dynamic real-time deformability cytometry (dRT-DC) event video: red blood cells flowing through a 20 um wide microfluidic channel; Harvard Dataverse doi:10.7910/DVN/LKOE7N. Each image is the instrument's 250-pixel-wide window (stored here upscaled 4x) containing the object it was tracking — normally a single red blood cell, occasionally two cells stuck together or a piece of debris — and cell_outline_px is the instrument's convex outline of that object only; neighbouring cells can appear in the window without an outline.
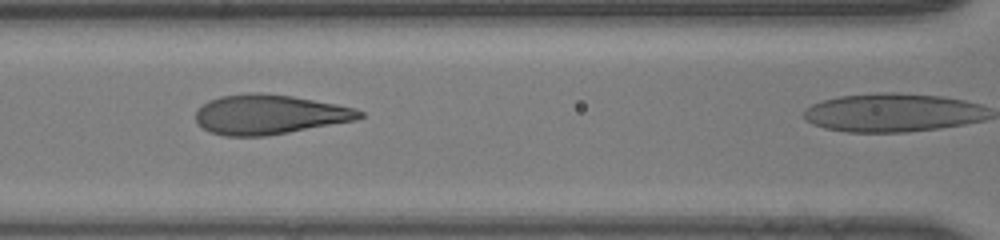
{"species": "human", "species_latin": "Homo sapiens", "temperature_condition": "room temperature", "stored_images_in_passage": 23, "camera_frame_rate_fps": 3000, "um_per_image_px": 0.085, "donor": {"sex": "male"}, "frame": {"image": 1, "passage_image": 20, "time_ms": 6.333, "image_size_px": [1000, 240], "cell_outline_px": [[364, 116], [356, 120], [288, 132], [264, 136], [224, 136], [208, 132], [196, 120], [196, 112], [208, 100], [220, 96], [248, 92], [260, 92], [292, 96], [336, 104], [356, 108], [364, 112]], "centroid_in_image_um": [22.9, 9.72], "position_along_channel_um": 143.7, "area_um2": 37.8}}